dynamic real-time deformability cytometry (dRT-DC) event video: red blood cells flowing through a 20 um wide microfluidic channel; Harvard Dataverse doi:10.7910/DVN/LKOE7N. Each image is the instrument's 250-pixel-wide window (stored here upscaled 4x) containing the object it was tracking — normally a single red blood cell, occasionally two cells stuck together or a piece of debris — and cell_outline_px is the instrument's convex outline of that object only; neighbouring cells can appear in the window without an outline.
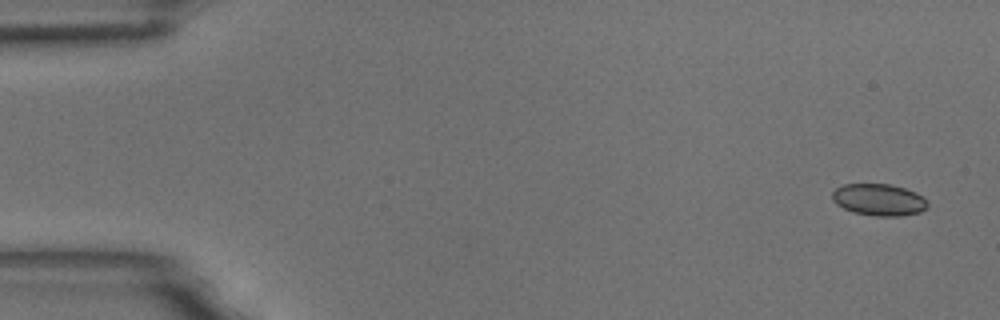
{"species": "common noctule bat (a hibernating species)", "species_latin": "Nyctalus noctula", "temperature_condition": "room temperature", "stored_images_in_passage": 6, "camera_frame_rate_fps": 3000, "um_per_image_px": 0.085, "animal": {"sex": "male", "body_mass_g": 18.8}, "frame": {"image": 1, "passage_image": 1, "time_ms": 0.0, "image_size_px": [1000, 320], "cell_outline_px": [[928, 204], [920, 212], [900, 216], [876, 216], [852, 212], [836, 204], [832, 200], [832, 192], [836, 188], [844, 184], [888, 184], [904, 188], [916, 192]], "centroid_in_image_um": [74.66, 16.98], "position_along_channel_um": 10.3, "area_um2": 17.51}}
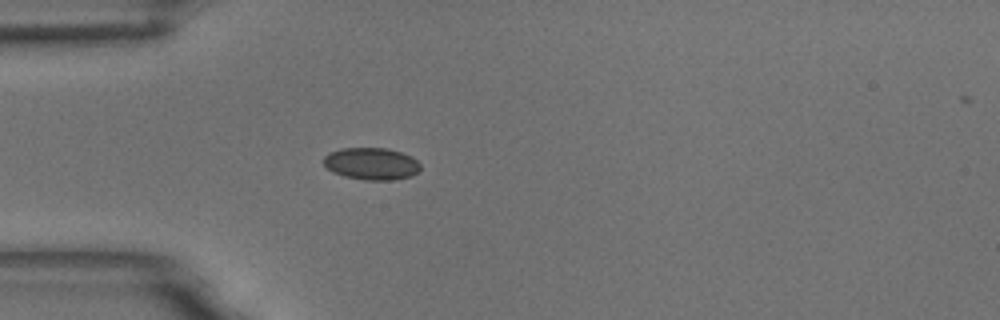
{"frame": {"image": 2, "passage_image": 5, "time_ms": 1.333, "image_size_px": [1000, 320], "cell_outline_px": [[420, 168], [412, 176], [392, 180], [364, 180], [344, 176], [332, 172], [324, 164], [324, 156], [328, 152], [340, 148], [388, 148], [412, 156], [420, 164]], "centroid_in_image_um": [31.56, 13.91], "position_along_channel_um": 53.4, "area_um2": 18.21}}